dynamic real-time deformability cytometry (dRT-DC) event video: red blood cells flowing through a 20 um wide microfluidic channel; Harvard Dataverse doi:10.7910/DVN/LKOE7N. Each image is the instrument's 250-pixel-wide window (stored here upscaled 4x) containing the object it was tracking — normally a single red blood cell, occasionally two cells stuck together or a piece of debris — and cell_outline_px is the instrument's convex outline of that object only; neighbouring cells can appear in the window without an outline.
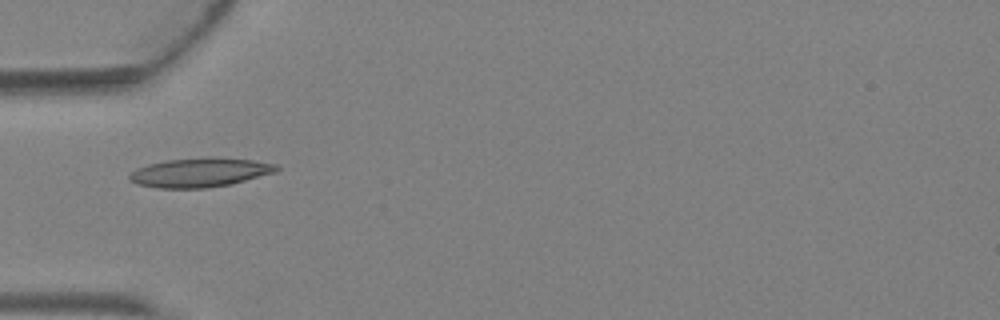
{"species": "Egyptian fruit bat (a non-hibernating species)", "species_latin": "Rousettus aegyptiacus", "temperature_condition": "warm", "stored_images_in_passage": 1, "camera_frame_rate_fps": 3000, "um_per_image_px": 0.085, "animal": {"sex": "female"}, "frame": {"image": 1, "passage_image": 1, "time_ms": 0.0, "image_size_px": [1000, 320], "cell_outline_px": [[280, 168], [276, 172], [232, 184], [208, 188], [156, 188], [136, 184], [128, 180], [128, 176], [136, 168], [148, 164], [168, 160], [208, 156], [212, 156], [252, 160], [276, 164]], "centroid_in_image_um": [16.98, 14.66], "position_along_channel_um": 68.0, "area_um2": 25.32}}